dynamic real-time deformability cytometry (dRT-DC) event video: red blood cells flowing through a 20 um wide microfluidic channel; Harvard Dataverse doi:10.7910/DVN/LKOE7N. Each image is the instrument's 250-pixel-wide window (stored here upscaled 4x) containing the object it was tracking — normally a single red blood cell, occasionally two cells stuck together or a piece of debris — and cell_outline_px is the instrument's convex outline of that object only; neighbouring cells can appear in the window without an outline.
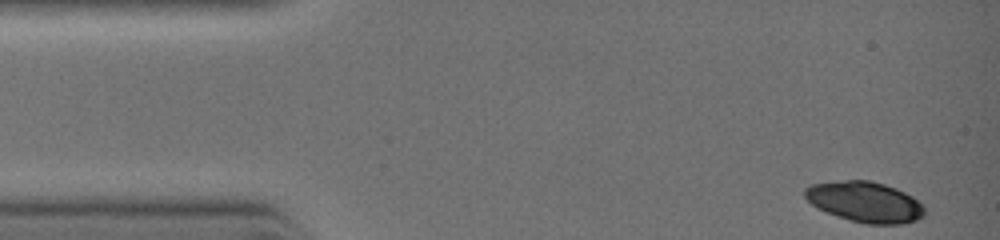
{"species": "common noctule bat (a hibernating species)", "species_latin": "Nyctalus noctula", "temperature_condition": "warm", "stored_images_in_passage": 9, "camera_frame_rate_fps": 3000, "um_per_image_px": 0.085, "animal": {"sex": "female", "body_mass_g": 19.0, "forearm_length_mm": 51.5}, "frame": {"image": 1, "passage_image": 1, "time_ms": 0.0, "image_size_px": [1000, 240], "cell_outline_px": [[924, 216], [916, 220], [904, 224], [868, 224], [836, 216], [816, 208], [804, 196], [804, 188], [812, 184], [848, 180], [868, 180], [884, 184], [896, 188], [912, 196], [924, 208]], "centroid_in_image_um": [73.51, 17.17], "position_along_channel_um": 11.5, "area_um2": 28.15}}
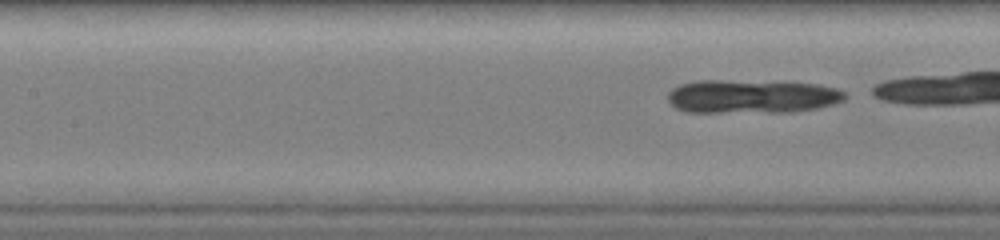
{"frame": {"image": 2, "passage_image": 9, "time_ms": 5.667, "image_size_px": [1000, 240], "cell_outline_px": [[848, 96], [844, 100], [832, 104], [816, 108], [788, 112], [688, 112], [676, 108], [668, 100], [668, 92], [672, 88], [680, 84], [696, 80], [784, 80], [820, 84], [836, 88], [844, 92]], "centroid_in_image_um": [63.94, 8.16], "position_along_channel_um": 143.5, "area_um2": 35.55}}